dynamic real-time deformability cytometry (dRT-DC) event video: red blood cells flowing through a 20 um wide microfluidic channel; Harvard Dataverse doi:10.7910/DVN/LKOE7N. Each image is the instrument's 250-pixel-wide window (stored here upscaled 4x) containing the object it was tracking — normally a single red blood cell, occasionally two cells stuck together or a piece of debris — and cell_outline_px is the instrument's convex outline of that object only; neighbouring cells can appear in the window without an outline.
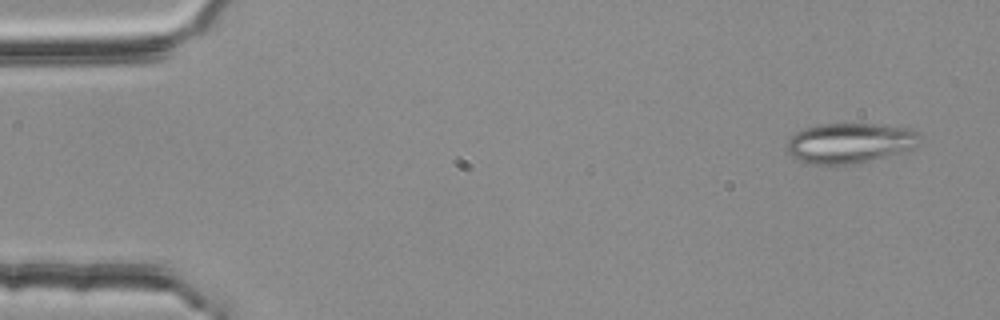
{"species": "common noctule bat (a hibernating species)", "species_latin": "Nyctalus noctula", "temperature_condition": "room temperature", "stored_images_in_passage": 2, "camera_frame_rate_fps": 3000, "um_per_image_px": 0.085, "animal": {"sex": "female", "body_mass_g": 25.1}, "frame": {"image": 1, "passage_image": 2, "time_ms": 0.333, "image_size_px": [1000, 320], "cell_outline_px": [[920, 144], [916, 148], [904, 152], [852, 164], [808, 164], [796, 160], [788, 152], [784, 144], [796, 132], [804, 128], [816, 124], [884, 124], [912, 128], [920, 136]], "centroid_in_image_um": [72.25, 12.15], "position_along_channel_um": 12.8, "area_um2": 31.62}}